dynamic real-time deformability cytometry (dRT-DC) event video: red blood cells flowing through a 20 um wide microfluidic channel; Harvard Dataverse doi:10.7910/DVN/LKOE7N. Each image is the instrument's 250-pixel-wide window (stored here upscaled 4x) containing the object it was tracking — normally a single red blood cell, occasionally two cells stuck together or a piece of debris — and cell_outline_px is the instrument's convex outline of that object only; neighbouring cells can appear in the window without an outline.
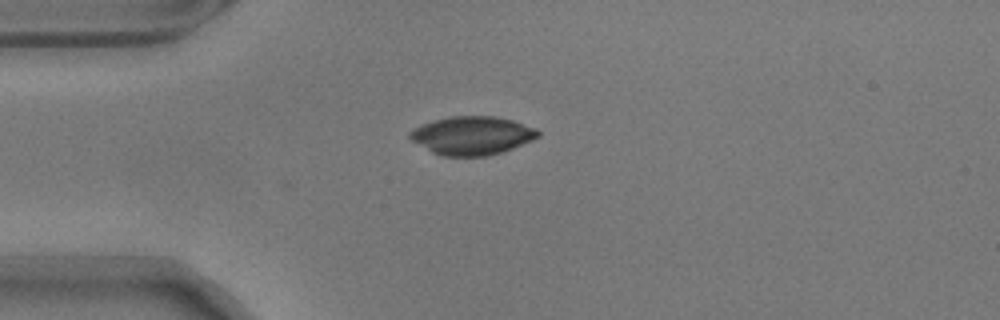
{"species": "common noctule bat (a hibernating species)", "species_latin": "Nyctalus noctula", "temperature_condition": "warm", "stored_images_in_passage": 29, "camera_frame_rate_fps": 3000, "um_per_image_px": 0.085, "animal": {"sex": "male", "body_mass_g": 17.9}, "frame": {"image": 1, "passage_image": 1, "time_ms": 0.0, "image_size_px": [1000, 320], "cell_outline_px": [[540, 136], [532, 140], [512, 148], [500, 152], [484, 156], [444, 156], [432, 152], [412, 140], [408, 136], [408, 132], [432, 120], [452, 116], [496, 116], [512, 120], [536, 128], [540, 132]], "centroid_in_image_um": [40.14, 11.51], "position_along_channel_um": 44.9, "area_um2": 28.44}}
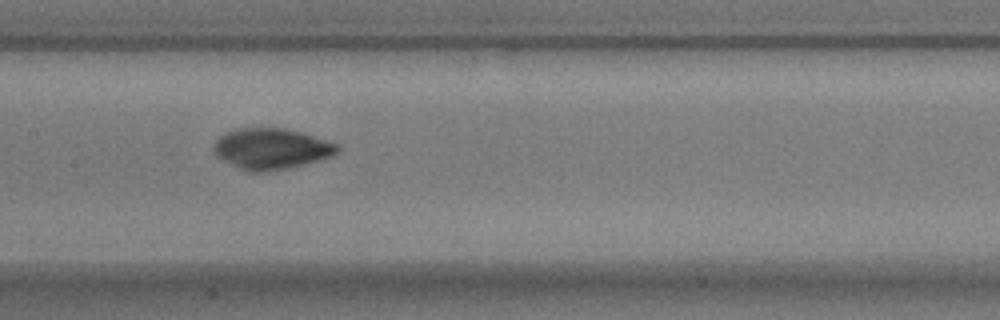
{"frame": {"image": 2, "passage_image": 14, "time_ms": 4.333, "image_size_px": [1000, 320], "cell_outline_px": [[340, 152], [332, 156], [320, 160], [288, 168], [268, 172], [248, 172], [216, 156], [212, 152], [212, 144], [224, 132], [236, 128], [284, 128], [304, 132], [340, 144]], "centroid_in_image_um": [23.08, 12.63], "position_along_channel_um": 184.3, "area_um2": 30.0}}
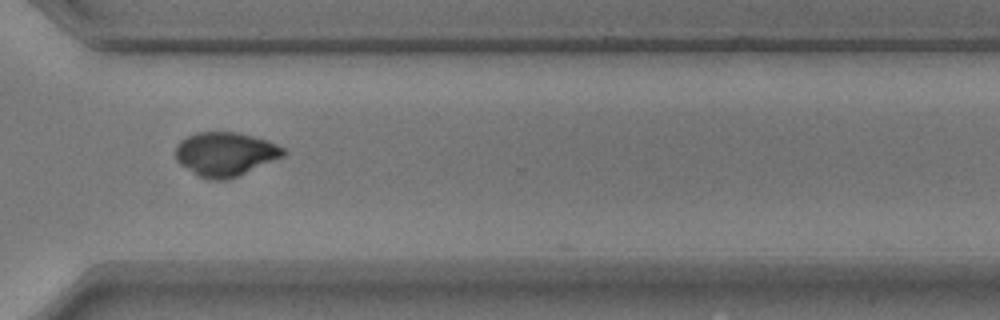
{"frame": {"image": 3, "passage_image": 28, "time_ms": 9.0, "image_size_px": [1000, 320], "cell_outline_px": [[288, 152], [284, 156], [228, 180], [208, 180], [200, 176], [180, 164], [176, 160], [176, 144], [180, 140], [196, 132], [236, 132], [268, 140], [284, 148]], "centroid_in_image_um": [19.15, 13.09], "position_along_channel_um": 351.4, "area_um2": 27.57}}